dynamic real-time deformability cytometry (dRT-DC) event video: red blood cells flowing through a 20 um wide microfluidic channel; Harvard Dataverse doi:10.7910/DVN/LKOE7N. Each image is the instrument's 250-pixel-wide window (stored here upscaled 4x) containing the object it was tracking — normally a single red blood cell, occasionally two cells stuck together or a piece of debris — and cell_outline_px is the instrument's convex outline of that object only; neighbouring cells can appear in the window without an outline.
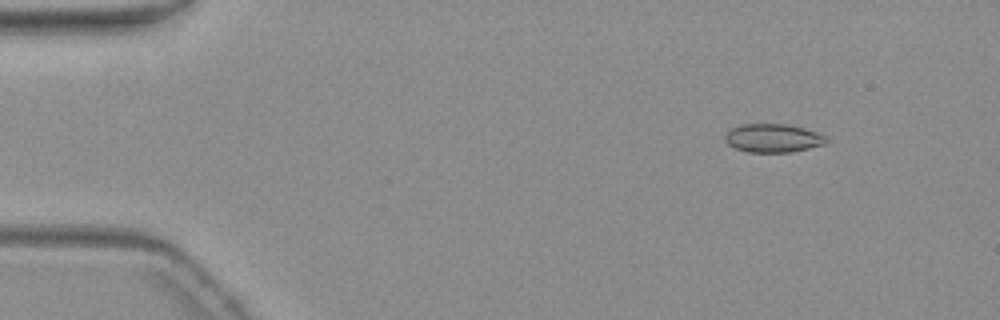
{"species": "common noctule bat (a hibernating species)", "species_latin": "Nyctalus noctula", "temperature_condition": "warm", "stored_images_in_passage": 5, "camera_frame_rate_fps": 3000, "um_per_image_px": 0.085, "animal": {"sex": "female", "body_mass_g": 19.3, "forearm_length_mm": 54.1}, "frame": {"image": 1, "passage_image": 2, "time_ms": 2.0, "image_size_px": [1000, 320], "cell_outline_px": [[828, 140], [824, 144], [792, 152], [748, 152], [736, 148], [728, 144], [724, 140], [724, 136], [732, 128], [740, 124], [788, 124], [804, 128], [816, 132], [824, 136]], "centroid_in_image_um": [65.68, 11.73], "position_along_channel_um": 19.3, "area_um2": 16.7}}
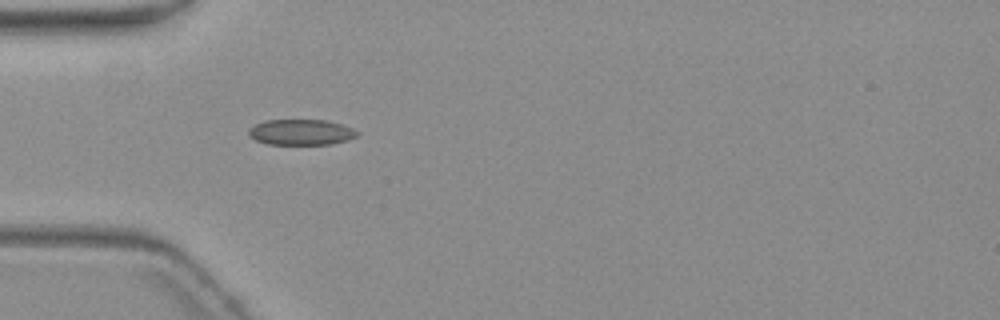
{"frame": {"image": 2, "passage_image": 5, "time_ms": 5.667, "image_size_px": [1000, 320], "cell_outline_px": [[360, 132], [356, 136], [348, 140], [332, 144], [268, 144], [256, 140], [248, 136], [248, 128], [264, 120], [328, 120], [352, 128]], "centroid_in_image_um": [25.58, 11.23], "position_along_channel_um": 59.4, "area_um2": 16.3}}